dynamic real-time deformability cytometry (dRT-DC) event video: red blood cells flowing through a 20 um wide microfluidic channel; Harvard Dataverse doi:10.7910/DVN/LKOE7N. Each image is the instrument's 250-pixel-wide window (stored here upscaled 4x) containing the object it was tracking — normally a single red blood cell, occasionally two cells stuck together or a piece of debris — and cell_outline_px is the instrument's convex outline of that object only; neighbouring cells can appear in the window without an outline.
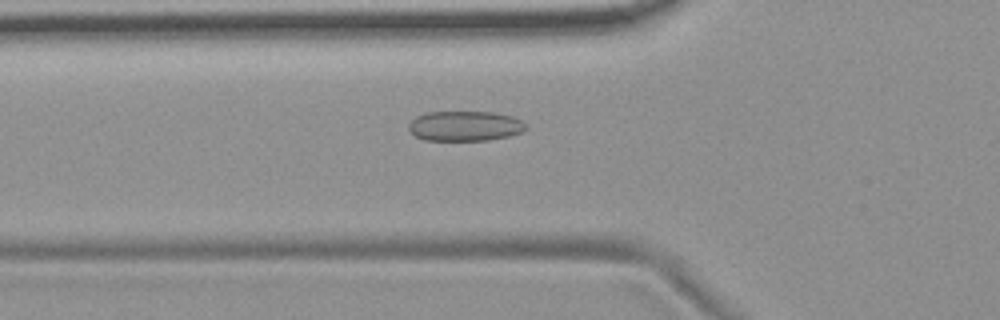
{"species": "common noctule bat (a hibernating species)", "species_latin": "Nyctalus noctula", "temperature_condition": "room temperature", "stored_images_in_passage": 52, "camera_frame_rate_fps": 3000, "um_per_image_px": 0.085, "animal": {"sex": "female", "body_mass_g": 19.9}, "frame": {"image": 1, "passage_image": 19, "time_ms": 6.0, "image_size_px": [1000, 320], "cell_outline_px": [[528, 128], [520, 132], [508, 136], [488, 140], [424, 140], [416, 136], [408, 128], [408, 124], [416, 116], [428, 112], [492, 112], [512, 116], [528, 124]], "centroid_in_image_um": [39.53, 10.71], "position_along_channel_um": 86.3, "area_um2": 20.46}}
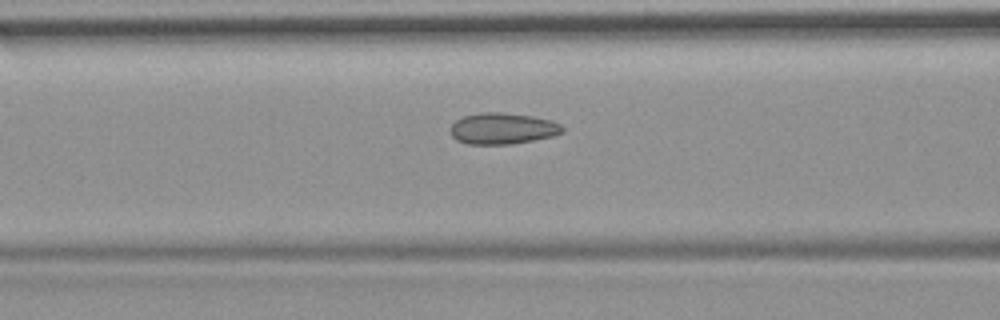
{"frame": {"image": 2, "passage_image": 22, "time_ms": 7.0, "image_size_px": [1000, 320], "cell_outline_px": [[564, 132], [552, 136], [512, 144], [468, 144], [456, 140], [452, 136], [448, 128], [456, 120], [464, 116], [480, 112], [500, 112], [532, 116], [552, 120], [560, 124], [564, 128]], "centroid_in_image_um": [42.7, 10.92], "position_along_channel_um": 123.9, "area_um2": 20.52}}
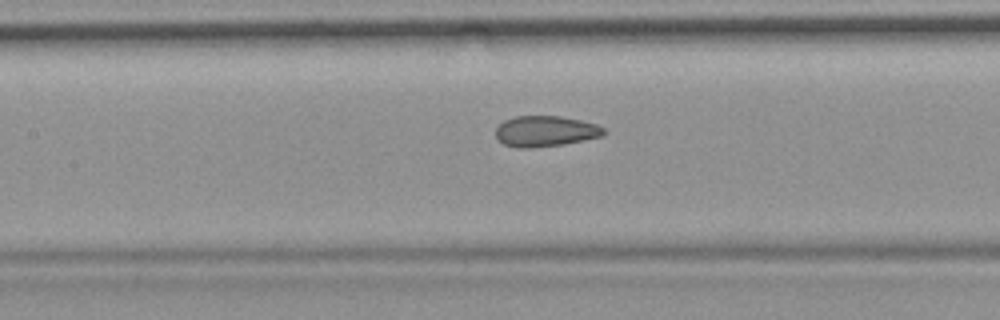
{"frame": {"image": 3, "passage_image": 25, "time_ms": 8.0, "image_size_px": [1000, 320], "cell_outline_px": [[604, 136], [564, 144], [532, 148], [520, 148], [504, 144], [496, 136], [496, 128], [504, 120], [516, 116], [560, 116], [580, 120], [596, 124], [604, 128]], "centroid_in_image_um": [46.37, 11.15], "position_along_channel_um": 161.0, "area_um2": 19.31}, "authors_computed_cell_mechanics": {"area_um2": 20.3167, "velocity_mm_per_s": 3.7116, "shape_relaxation_time_tau1_ms": null, "shape_relaxation_time_tau2_ms": 1.244, "deformation_change_tau1": null, "deformation_change_tau2": 0.0789}}